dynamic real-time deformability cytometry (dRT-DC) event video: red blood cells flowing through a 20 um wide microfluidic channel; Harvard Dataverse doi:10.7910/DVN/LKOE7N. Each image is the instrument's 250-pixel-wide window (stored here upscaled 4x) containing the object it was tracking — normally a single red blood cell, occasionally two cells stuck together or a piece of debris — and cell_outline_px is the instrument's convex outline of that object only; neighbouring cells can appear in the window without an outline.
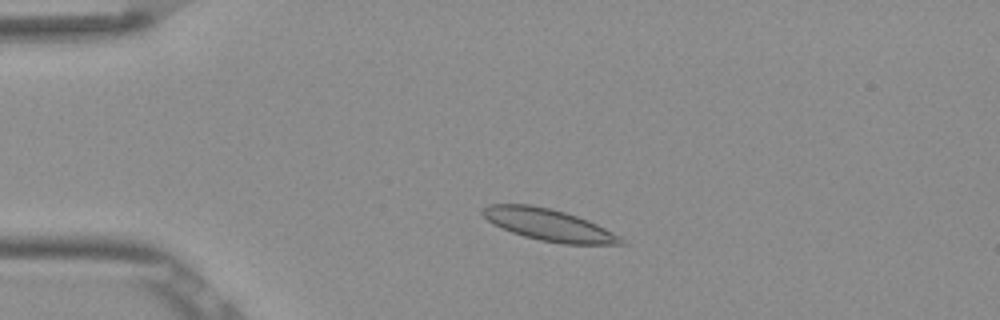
{"species": "Egyptian fruit bat (a non-hibernating species)", "species_latin": "Rousettus aegyptiacus", "temperature_condition": "room temperature", "stored_images_in_passage": 49, "camera_frame_rate_fps": 3000, "um_per_image_px": 0.085, "frame": {"image": 1, "passage_image": 8, "time_ms": 2.333, "image_size_px": [1000, 320], "cell_outline_px": [[628, 244], [564, 244], [540, 240], [524, 236], [512, 232], [488, 220], [480, 212], [488, 204], [532, 204], [552, 208], [588, 220], [620, 236]], "centroid_in_image_um": [46.66, 19.1], "position_along_channel_um": 38.3, "area_um2": 25.37}}
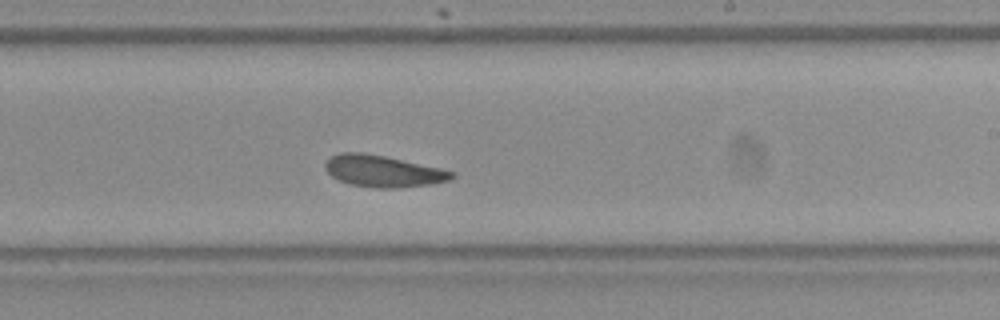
{"frame": {"image": 2, "passage_image": 28, "time_ms": 9.0, "image_size_px": [1000, 320], "cell_outline_px": [[456, 176], [448, 180], [428, 184], [400, 188], [376, 188], [348, 184], [332, 176], [324, 168], [324, 164], [332, 156], [340, 152], [364, 152], [384, 156], [440, 168], [456, 172]], "centroid_in_image_um": [32.54, 14.55], "position_along_channel_um": 256.5, "area_um2": 23.24}}
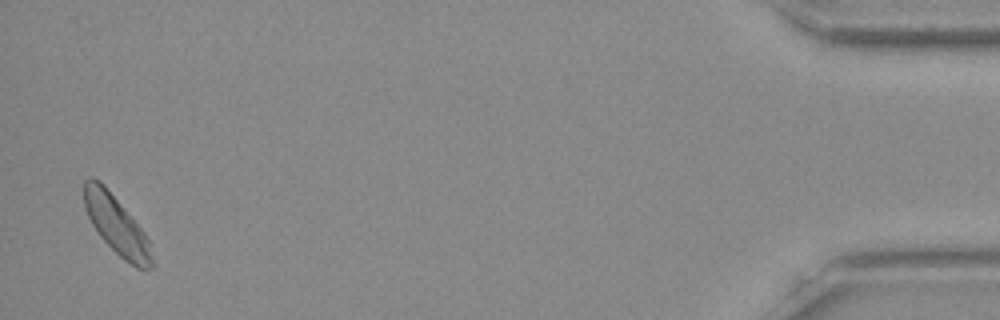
{"frame": {"image": 3, "passage_image": 48, "time_ms": 15.667, "image_size_px": [1000, 320], "cell_outline_px": [[156, 264], [152, 268], [136, 268], [124, 260], [100, 236], [92, 224], [84, 208], [84, 180], [88, 176], [92, 176], [100, 180], [104, 184], [144, 232], [148, 240]], "centroid_in_image_um": [9.9, 19.13], "position_along_channel_um": 425.3, "area_um2": 23.06}, "authors_computed_cell_mechanics": {"area_um2": 23.5824, "velocity_mm_per_s": 3.8096, "shape_relaxation_time_tau1_ms": 4.7461, "shape_relaxation_time_tau2_ms": 2.1624, "deformation_change_tau1": 0.1019, "deformation_change_tau2": 0.0786}}